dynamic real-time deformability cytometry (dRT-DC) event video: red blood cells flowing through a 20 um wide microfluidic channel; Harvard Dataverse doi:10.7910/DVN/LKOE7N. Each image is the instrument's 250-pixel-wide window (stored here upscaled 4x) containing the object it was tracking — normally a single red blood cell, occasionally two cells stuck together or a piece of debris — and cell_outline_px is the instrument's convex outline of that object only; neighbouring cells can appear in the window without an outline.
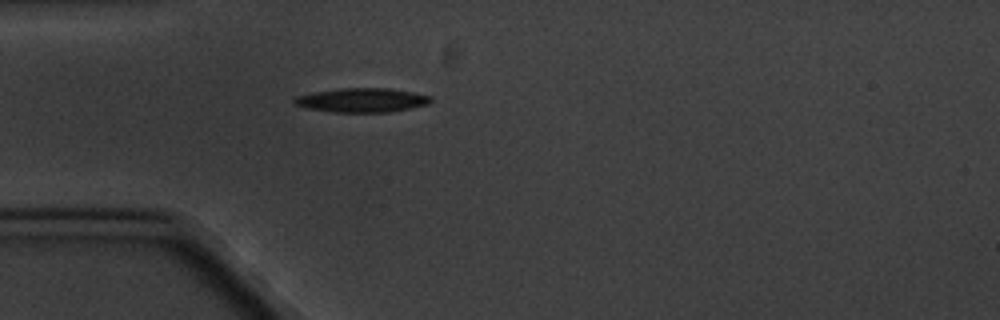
{"species": "common noctule bat (a hibernating species)", "species_latin": "Nyctalus noctula", "temperature_condition": "cold", "stored_images_in_passage": 1, "camera_frame_rate_fps": 3000, "um_per_image_px": 0.085, "animal": {"sex": "male", "body_mass_g": 20.1, "forearm_length_mm": 53.5}, "frame": {"image": 1, "passage_image": 1, "time_ms": 0.0, "image_size_px": [1000, 320], "cell_outline_px": [[432, 100], [428, 104], [388, 112], [332, 112], [304, 108], [292, 104], [292, 100], [296, 96], [316, 92], [340, 88], [388, 88], [412, 92], [432, 96]], "centroid_in_image_um": [30.72, 8.51], "position_along_channel_um": 54.3, "area_um2": 19.19}}